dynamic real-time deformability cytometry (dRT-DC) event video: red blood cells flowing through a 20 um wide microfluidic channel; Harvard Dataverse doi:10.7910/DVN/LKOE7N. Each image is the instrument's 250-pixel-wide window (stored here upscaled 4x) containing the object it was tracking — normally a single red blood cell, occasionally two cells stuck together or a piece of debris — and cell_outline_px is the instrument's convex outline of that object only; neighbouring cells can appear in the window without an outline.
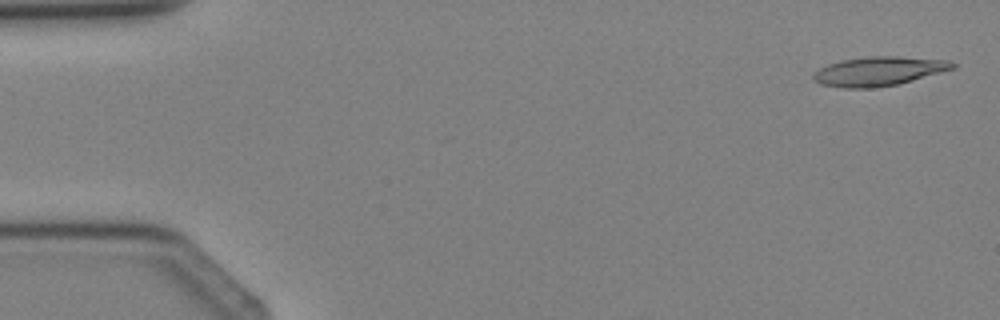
{"species": "Egyptian fruit bat (a non-hibernating species)", "species_latin": "Rousettus aegyptiacus", "temperature_condition": "cold", "stored_images_in_passage": 4, "camera_frame_rate_fps": 3000, "um_per_image_px": 0.085, "animal": {"sex": "female"}, "frame": {"image": 1, "passage_image": 1, "time_ms": 0.0, "image_size_px": [1000, 320], "cell_outline_px": [[956, 68], [896, 84], [872, 88], [844, 88], [820, 84], [812, 80], [812, 76], [820, 68], [828, 64], [840, 60], [868, 56], [896, 56], [948, 60], [956, 64]], "centroid_in_image_um": [74.66, 6.05], "position_along_channel_um": 10.3, "area_um2": 23.52}}
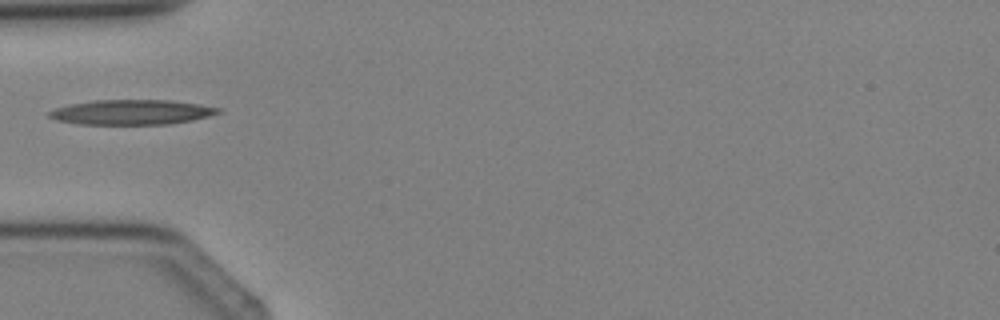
{"frame": {"image": 2, "passage_image": 4, "time_ms": 3.667, "image_size_px": [1000, 320], "cell_outline_px": [[220, 112], [208, 116], [192, 120], [168, 124], [76, 124], [56, 120], [48, 116], [48, 112], [56, 108], [72, 104], [96, 100], [168, 100], [196, 104], [220, 108]], "centroid_in_image_um": [11.15, 9.54], "position_along_channel_um": 73.9, "area_um2": 24.22}}